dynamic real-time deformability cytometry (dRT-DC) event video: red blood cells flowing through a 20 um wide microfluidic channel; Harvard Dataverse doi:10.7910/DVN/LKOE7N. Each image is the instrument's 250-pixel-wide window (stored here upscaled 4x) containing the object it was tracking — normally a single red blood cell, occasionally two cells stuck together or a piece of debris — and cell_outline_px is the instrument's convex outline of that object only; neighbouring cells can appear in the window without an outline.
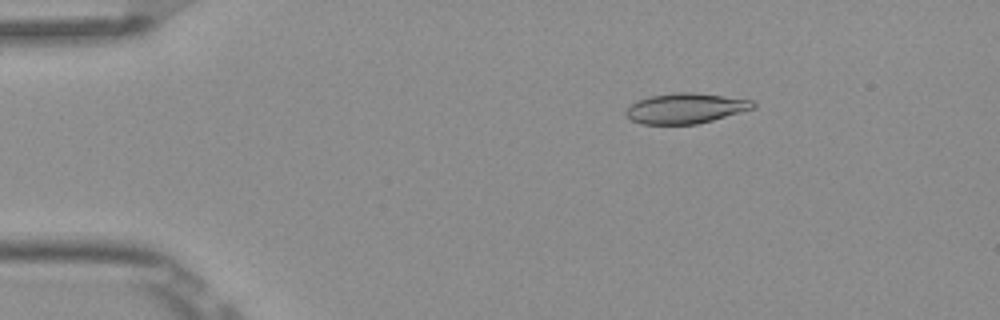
{"species": "Egyptian fruit bat (a non-hibernating species)", "species_latin": "Rousettus aegyptiacus", "temperature_condition": "room temperature", "stored_images_in_passage": 5, "camera_frame_rate_fps": 3000, "um_per_image_px": 0.085, "frame": {"image": 1, "passage_image": 3, "time_ms": 0.667, "image_size_px": [1000, 320], "cell_outline_px": [[756, 108], [712, 120], [696, 124], [640, 124], [624, 116], [624, 112], [632, 104], [648, 96], [676, 92], [696, 92], [752, 100], [756, 104]], "centroid_in_image_um": [58.27, 9.2], "position_along_channel_um": 26.7, "area_um2": 22.48}}